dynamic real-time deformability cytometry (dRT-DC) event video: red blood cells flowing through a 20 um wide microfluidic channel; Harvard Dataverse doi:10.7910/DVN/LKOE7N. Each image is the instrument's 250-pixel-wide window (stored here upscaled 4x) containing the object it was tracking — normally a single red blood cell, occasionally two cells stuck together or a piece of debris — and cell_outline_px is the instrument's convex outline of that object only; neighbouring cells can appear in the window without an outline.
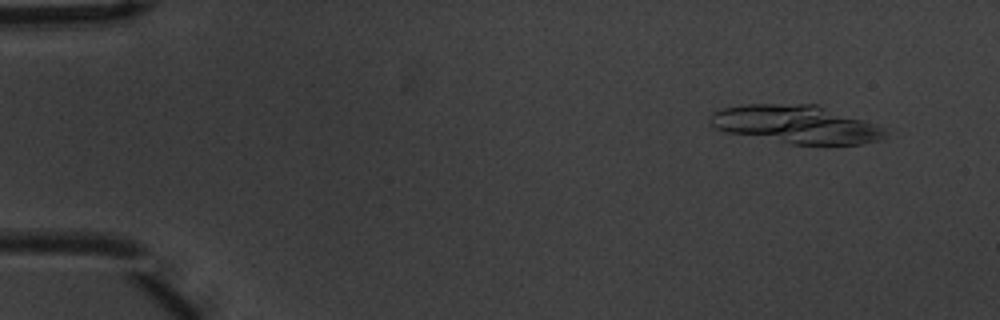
{"species": "common noctule bat (a hibernating species)", "species_latin": "Nyctalus noctula", "temperature_condition": "warm", "stored_images_in_passage": 5, "segment_of_instrument_passage": [1, 2], "camera_frame_rate_fps": 3000, "um_per_image_px": 0.085, "animal": {"sex": "male", "body_mass_g": 20.1, "forearm_length_mm": 53.5}, "frame": {"image": 1, "passage_image": 2, "time_ms": 0.333, "image_size_px": [1000, 320], "cell_outline_px": [[884, 136], [880, 140], [860, 144], [792, 144], [724, 132], [716, 128], [708, 120], [708, 116], [712, 112], [720, 108], [744, 104], [816, 104], [864, 120], [884, 128]], "centroid_in_image_um": [67.6, 10.56], "position_along_channel_um": 17.4, "area_um2": 38.84}}